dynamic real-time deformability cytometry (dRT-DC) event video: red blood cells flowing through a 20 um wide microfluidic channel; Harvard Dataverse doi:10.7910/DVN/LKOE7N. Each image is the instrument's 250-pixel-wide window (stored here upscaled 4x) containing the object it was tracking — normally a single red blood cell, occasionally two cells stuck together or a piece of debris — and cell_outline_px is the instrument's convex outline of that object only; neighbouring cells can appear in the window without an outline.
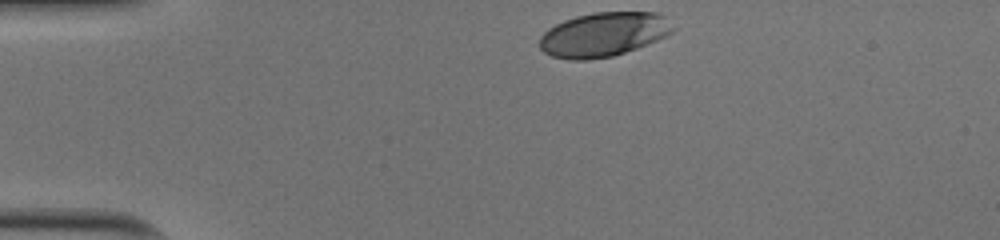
{"species": "human", "species_latin": "Homo sapiens", "temperature_condition": "cold", "stored_images_in_passage": 32, "camera_frame_rate_fps": 3000, "um_per_image_px": 0.085, "donor": {"sex": "male"}, "frame": {"image": 1, "passage_image": 1, "time_ms": 0.0, "image_size_px": [1000, 240], "cell_outline_px": [[676, 28], [668, 36], [636, 48], [612, 56], [588, 60], [572, 60], [552, 56], [544, 52], [540, 48], [540, 36], [548, 28], [564, 20], [576, 16], [596, 12], [660, 12]], "centroid_in_image_um": [51.32, 2.92], "position_along_channel_um": 33.7, "area_um2": 34.45}}
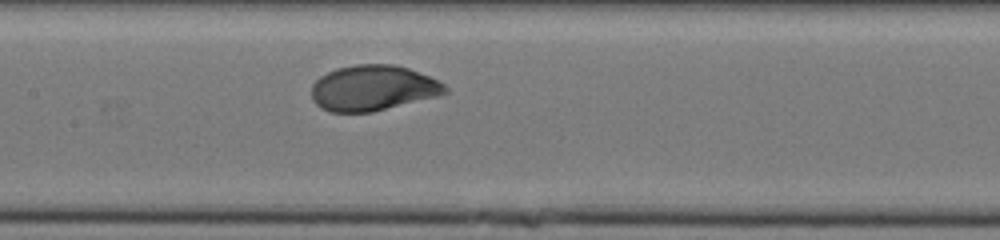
{"frame": {"image": 2, "passage_image": 16, "time_ms": 5.0, "image_size_px": [1000, 240], "cell_outline_px": [[448, 92], [436, 96], [372, 112], [328, 112], [320, 108], [312, 100], [312, 84], [320, 76], [336, 68], [356, 64], [392, 64], [408, 68], [440, 80], [448, 88]], "centroid_in_image_um": [31.68, 7.48], "position_along_channel_um": 175.7, "area_um2": 35.49}}
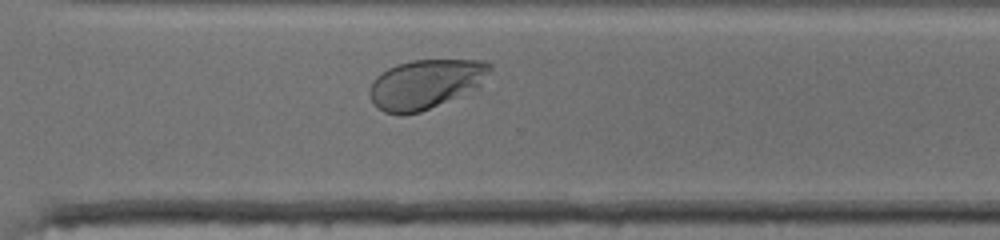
{"frame": {"image": 3, "passage_image": 28, "time_ms": 9.0, "image_size_px": [1000, 240], "cell_outline_px": [[492, 68], [480, 88], [420, 112], [404, 116], [400, 116], [384, 112], [376, 108], [368, 92], [368, 88], [372, 80], [376, 76], [388, 68], [396, 64], [412, 60], [488, 60], [492, 64]], "centroid_in_image_um": [36.18, 7.15], "position_along_channel_um": 334.4, "area_um2": 35.32}, "authors_computed_cell_mechanics": {"area_um2": 34.9401, "velocity_mm_per_s": 3.9746, "shape_relaxation_time_tau1_ms": 2.2414, "shape_relaxation_time_tau2_ms": null, "deformation_change_tau1": 0.1486, "deformation_change_tau2": null}}